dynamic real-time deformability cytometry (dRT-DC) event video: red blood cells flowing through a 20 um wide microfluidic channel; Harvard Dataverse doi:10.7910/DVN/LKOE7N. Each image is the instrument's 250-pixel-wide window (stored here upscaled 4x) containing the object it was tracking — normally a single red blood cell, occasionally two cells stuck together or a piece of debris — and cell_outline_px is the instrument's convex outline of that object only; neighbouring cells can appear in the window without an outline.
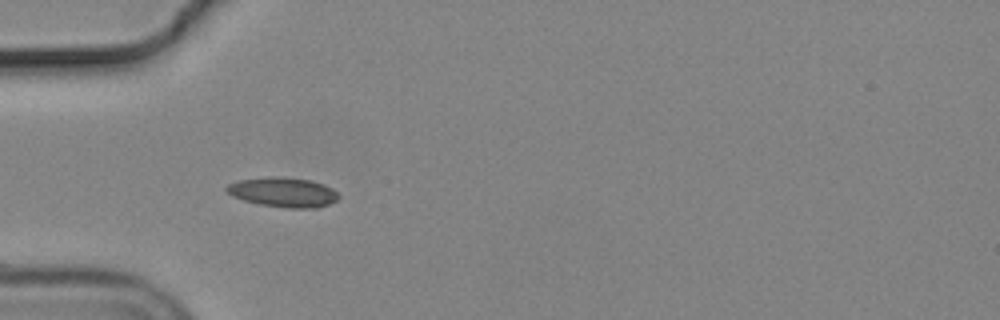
{"species": "common noctule bat (a hibernating species)", "species_latin": "Nyctalus noctula", "temperature_condition": "cold", "stored_images_in_passage": 39, "camera_frame_rate_fps": 3000, "um_per_image_px": 0.085, "animal": {"sex": "male", "body_mass_g": 19.2, "forearm_length_mm": 51.8}, "frame": {"image": 1, "passage_image": 1, "time_ms": 0.0, "image_size_px": [1000, 320], "cell_outline_px": [[340, 196], [336, 200], [328, 204], [316, 208], [288, 208], [260, 204], [244, 200], [232, 196], [224, 188], [228, 184], [240, 180], [272, 176], [280, 176], [312, 180], [324, 184], [332, 188]], "centroid_in_image_um": [24.08, 16.33], "position_along_channel_um": 60.9, "area_um2": 19.36}}
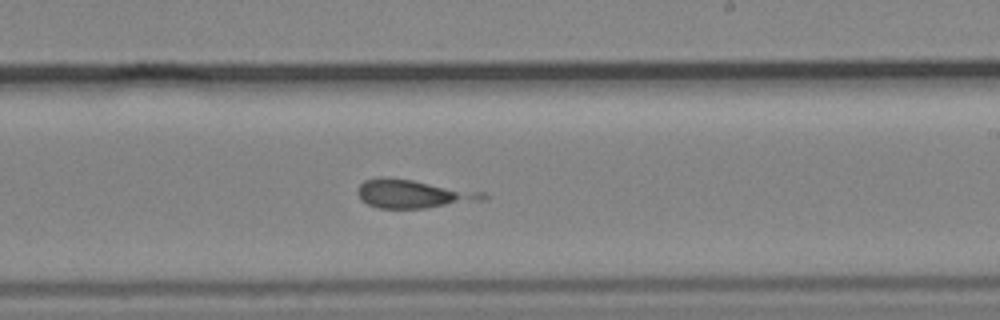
{"frame": {"image": 2, "passage_image": 17, "time_ms": 5.333, "image_size_px": [1000, 320], "cell_outline_px": [[488, 200], [424, 208], [380, 208], [368, 204], [360, 200], [356, 192], [356, 188], [364, 180], [380, 176], [384, 176], [412, 180], [484, 192], [488, 196]], "centroid_in_image_um": [35.11, 16.47], "position_along_channel_um": 253.9, "area_um2": 20.98}}
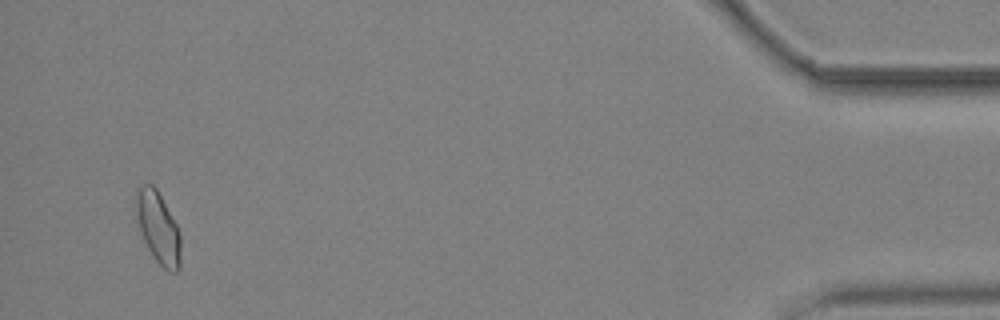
{"frame": {"image": 3, "passage_image": 37, "time_ms": 12.0, "image_size_px": [1000, 320], "cell_outline_px": [[180, 268], [176, 272], [168, 272], [152, 256], [144, 240], [136, 220], [132, 208], [132, 204], [136, 188], [140, 184], [152, 184], [156, 188], [176, 224], [180, 236]], "centroid_in_image_um": [13.37, 19.29], "position_along_channel_um": 421.8, "area_um2": 19.07}}